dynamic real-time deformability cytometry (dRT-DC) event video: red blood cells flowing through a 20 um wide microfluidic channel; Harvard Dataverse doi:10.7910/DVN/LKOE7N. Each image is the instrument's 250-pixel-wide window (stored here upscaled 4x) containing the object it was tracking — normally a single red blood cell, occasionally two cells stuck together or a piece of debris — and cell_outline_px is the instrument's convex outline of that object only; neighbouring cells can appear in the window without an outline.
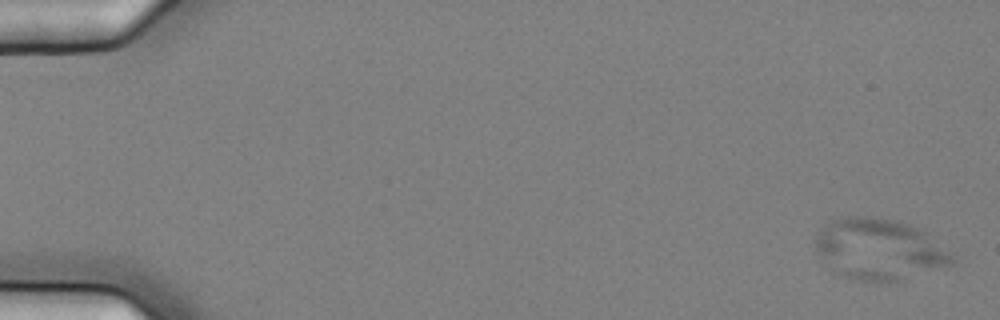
{"species": "common noctule bat (a hibernating species)", "species_latin": "Nyctalus noctula", "temperature_condition": "cold", "stored_images_in_passage": 7, "camera_frame_rate_fps": 3000, "um_per_image_px": 0.085, "animal": {"sex": "female", "body_mass_g": 25.1}, "frame": {"image": 1, "passage_image": 2, "time_ms": 0.333, "image_size_px": [1000, 320], "cell_outline_px": [[956, 260], [952, 264], [896, 280], [848, 280], [832, 272], [816, 252], [812, 240], [824, 224], [832, 220], [848, 216], [872, 216], [908, 224], [924, 232], [952, 256]], "centroid_in_image_um": [74.58, 21.18], "position_along_channel_um": 10.4, "area_um2": 48.03}}
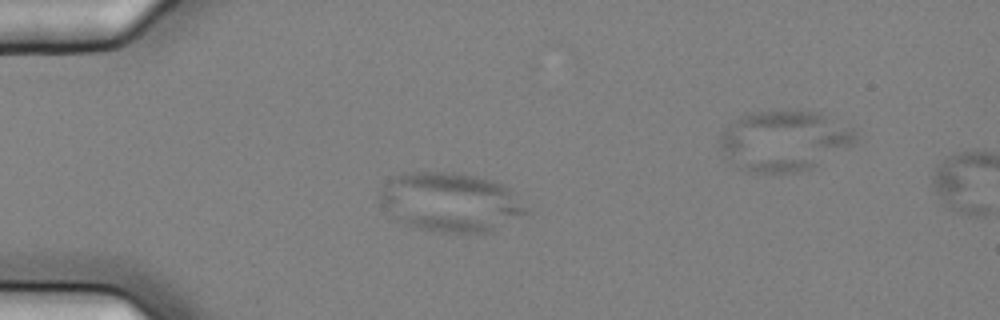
{"frame": {"image": 2, "passage_image": 6, "time_ms": 1.667, "image_size_px": [1000, 320], "cell_outline_px": [[532, 212], [484, 232], [432, 232], [404, 224], [396, 220], [380, 200], [380, 192], [384, 184], [392, 176], [400, 172], [452, 172], [476, 176], [492, 180], [504, 184]], "centroid_in_image_um": [38.27, 17.16], "position_along_channel_um": 46.7, "area_um2": 50.29}}